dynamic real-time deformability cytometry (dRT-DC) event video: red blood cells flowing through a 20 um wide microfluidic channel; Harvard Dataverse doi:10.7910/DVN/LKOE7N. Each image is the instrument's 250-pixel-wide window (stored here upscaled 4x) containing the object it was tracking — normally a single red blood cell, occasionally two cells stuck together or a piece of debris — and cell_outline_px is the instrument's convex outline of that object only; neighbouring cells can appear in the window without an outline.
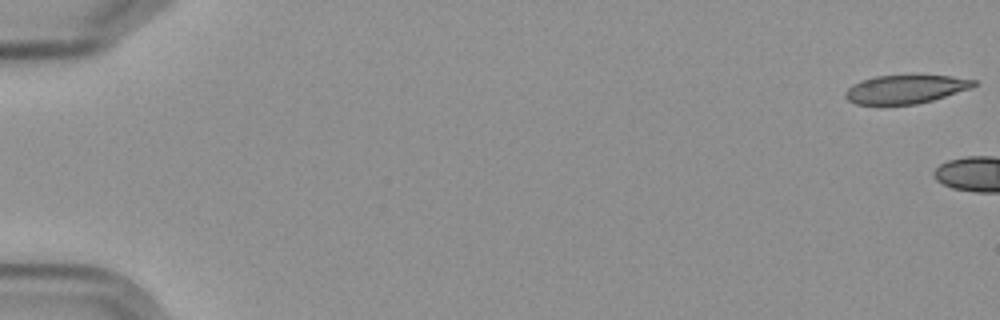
{"species": "Egyptian fruit bat (a non-hibernating species)", "species_latin": "Rousettus aegyptiacus", "temperature_condition": "cold", "stored_images_in_passage": 7, "camera_frame_rate_fps": 3000, "um_per_image_px": 0.085, "frame": {"image": 1, "passage_image": 1, "time_ms": 0.0, "image_size_px": [1000, 320], "cell_outline_px": [[976, 84], [972, 88], [932, 100], [916, 104], [856, 104], [848, 100], [844, 96], [844, 92], [852, 84], [876, 76], [952, 76], [976, 80]], "centroid_in_image_um": [76.97, 7.59], "position_along_channel_um": 8.0, "area_um2": 21.04}}
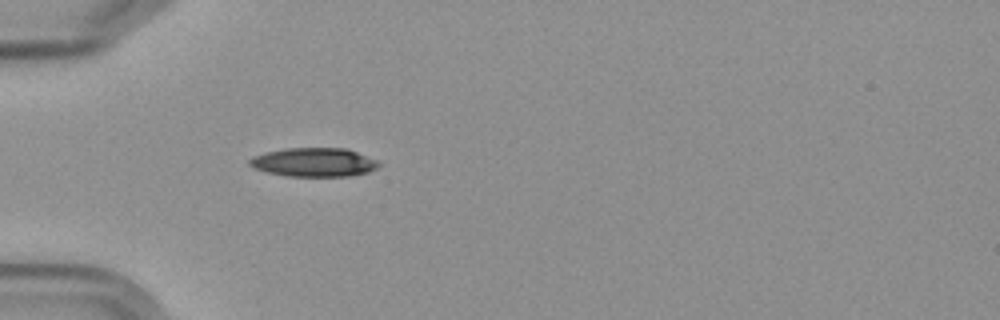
{"frame": {"image": 2, "passage_image": 7, "time_ms": 7.0, "image_size_px": [1000, 320], "cell_outline_px": [[380, 164], [376, 168], [368, 172], [348, 176], [288, 176], [268, 172], [252, 168], [248, 164], [248, 160], [252, 156], [268, 152], [288, 148], [344, 148], [356, 152], [376, 160]], "centroid_in_image_um": [26.65, 13.79], "position_along_channel_um": 58.4, "area_um2": 21.5}}